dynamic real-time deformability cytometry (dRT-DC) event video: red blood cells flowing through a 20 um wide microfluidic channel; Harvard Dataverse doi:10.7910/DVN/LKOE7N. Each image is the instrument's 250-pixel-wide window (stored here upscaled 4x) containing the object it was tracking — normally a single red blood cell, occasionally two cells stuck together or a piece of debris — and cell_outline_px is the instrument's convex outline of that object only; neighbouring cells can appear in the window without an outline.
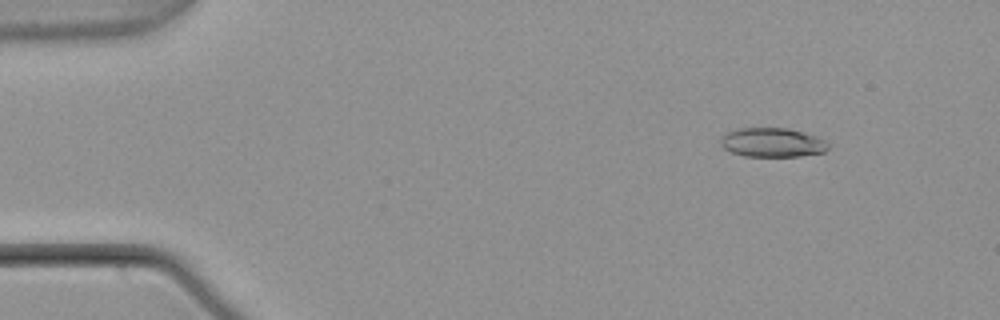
{"species": "common noctule bat (a hibernating species)", "species_latin": "Nyctalus noctula", "temperature_condition": "warm", "stored_images_in_passage": 6, "camera_frame_rate_fps": 3000, "um_per_image_px": 0.085, "animal": {"sex": "male", "body_mass_g": 21.5, "forearm_length_mm": 52.0}, "frame": {"image": 1, "passage_image": 2, "time_ms": 0.333, "image_size_px": [1000, 320], "cell_outline_px": [[828, 148], [824, 152], [800, 156], [744, 156], [732, 152], [724, 148], [720, 144], [720, 136], [728, 132], [740, 128], [788, 128], [816, 136], [824, 140], [828, 144]], "centroid_in_image_um": [65.63, 12.11], "position_along_channel_um": 19.4, "area_um2": 18.21}}
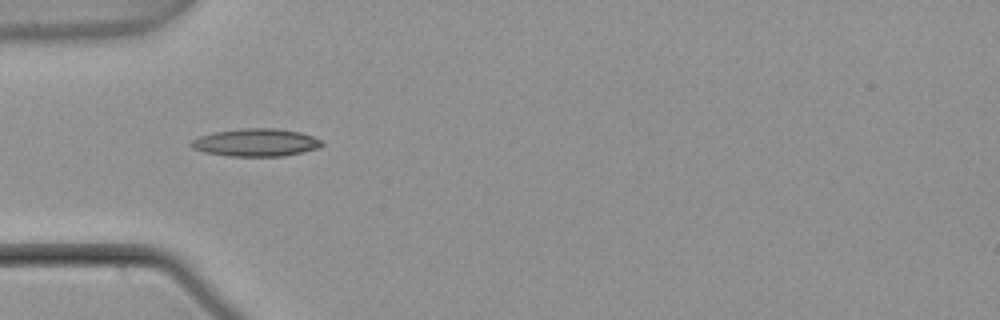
{"frame": {"image": 2, "passage_image": 5, "time_ms": 1.333, "image_size_px": [1000, 320], "cell_outline_px": [[324, 144], [320, 148], [304, 152], [284, 156], [228, 156], [204, 152], [192, 148], [188, 144], [192, 140], [200, 136], [212, 132], [240, 128], [276, 128], [300, 132], [312, 136], [320, 140]], "centroid_in_image_um": [21.74, 12.11], "position_along_channel_um": 63.3, "area_um2": 21.33}}
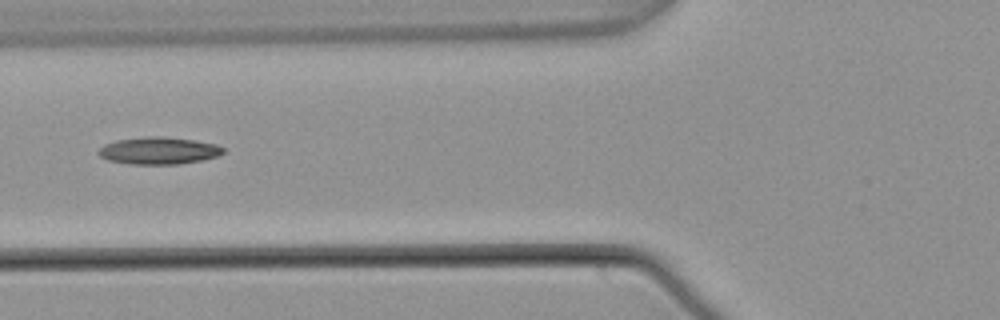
{"frame": {"image": 3, "passage_image": 6, "time_ms": 1.667, "image_size_px": [1000, 320], "cell_outline_px": [[224, 152], [216, 156], [204, 160], [180, 164], [128, 164], [108, 160], [100, 156], [96, 152], [104, 144], [116, 140], [148, 136], [160, 136], [196, 140], [216, 144], [224, 148]], "centroid_in_image_um": [13.48, 12.81], "position_along_channel_um": 112.3, "area_um2": 19.88}}